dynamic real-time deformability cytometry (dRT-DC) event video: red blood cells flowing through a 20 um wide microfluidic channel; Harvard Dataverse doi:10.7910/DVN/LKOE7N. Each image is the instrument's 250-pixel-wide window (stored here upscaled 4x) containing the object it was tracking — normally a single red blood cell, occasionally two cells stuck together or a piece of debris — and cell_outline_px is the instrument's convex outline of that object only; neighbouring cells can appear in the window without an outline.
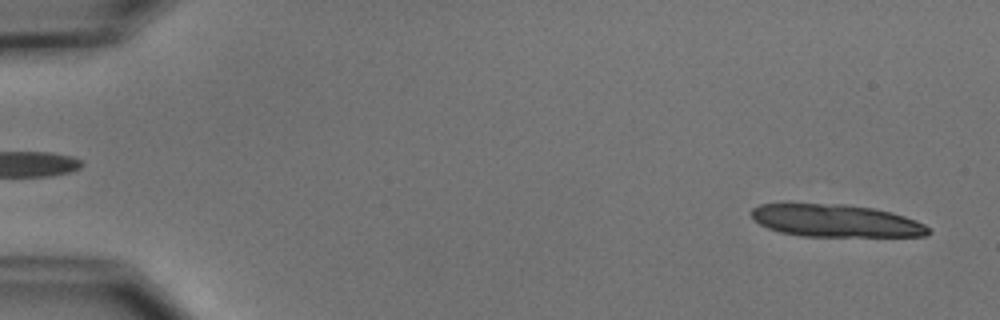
{"species": "common noctule bat (a hibernating species)", "species_latin": "Nyctalus noctula", "temperature_condition": "cold", "stored_images_in_passage": 15, "camera_frame_rate_fps": 3000, "um_per_image_px": 0.085, "animal": {"sex": "male", "body_mass_g": 15.6}, "frame": {"image": 1, "passage_image": 2, "time_ms": 0.333, "image_size_px": [1000, 320], "cell_outline_px": [[932, 232], [928, 236], [800, 236], [780, 232], [768, 228], [760, 224], [752, 216], [752, 208], [760, 204], [792, 200], [844, 204], [872, 208], [892, 212], [916, 220], [924, 224]], "centroid_in_image_um": [70.96, 18.71], "position_along_channel_um": 14.0, "area_um2": 34.56}}